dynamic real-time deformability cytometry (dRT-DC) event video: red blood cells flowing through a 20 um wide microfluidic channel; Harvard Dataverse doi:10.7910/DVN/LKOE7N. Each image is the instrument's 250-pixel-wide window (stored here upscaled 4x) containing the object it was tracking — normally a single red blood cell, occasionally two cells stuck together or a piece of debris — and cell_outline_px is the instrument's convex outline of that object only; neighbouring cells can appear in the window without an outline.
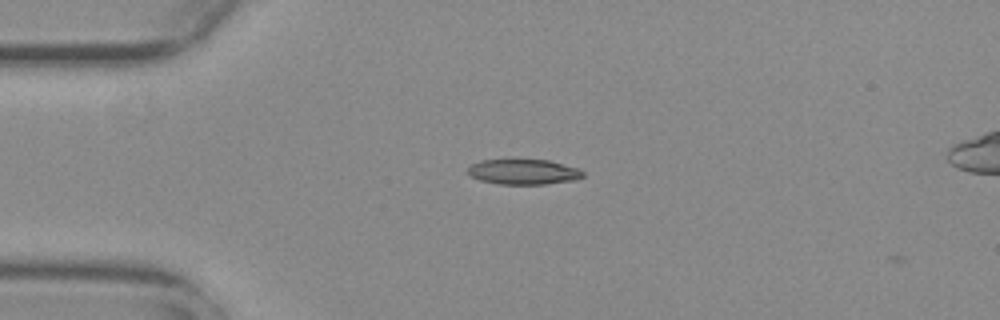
{"species": "common noctule bat (a hibernating species)", "species_latin": "Nyctalus noctula", "temperature_condition": "warm", "stored_images_in_passage": 3, "camera_frame_rate_fps": 3000, "um_per_image_px": 0.085, "animal": {"sex": "female", "body_mass_g": 29.2, "forearm_length_mm": 56.3}, "frame": {"image": 1, "passage_image": 2, "time_ms": 0.333, "image_size_px": [1000, 320], "cell_outline_px": [[584, 176], [576, 180], [544, 184], [500, 184], [480, 180], [472, 176], [468, 172], [468, 168], [472, 164], [480, 160], [548, 160], [580, 168], [584, 172]], "centroid_in_image_um": [44.55, 14.61], "position_along_channel_um": 40.5, "area_um2": 16.88}}